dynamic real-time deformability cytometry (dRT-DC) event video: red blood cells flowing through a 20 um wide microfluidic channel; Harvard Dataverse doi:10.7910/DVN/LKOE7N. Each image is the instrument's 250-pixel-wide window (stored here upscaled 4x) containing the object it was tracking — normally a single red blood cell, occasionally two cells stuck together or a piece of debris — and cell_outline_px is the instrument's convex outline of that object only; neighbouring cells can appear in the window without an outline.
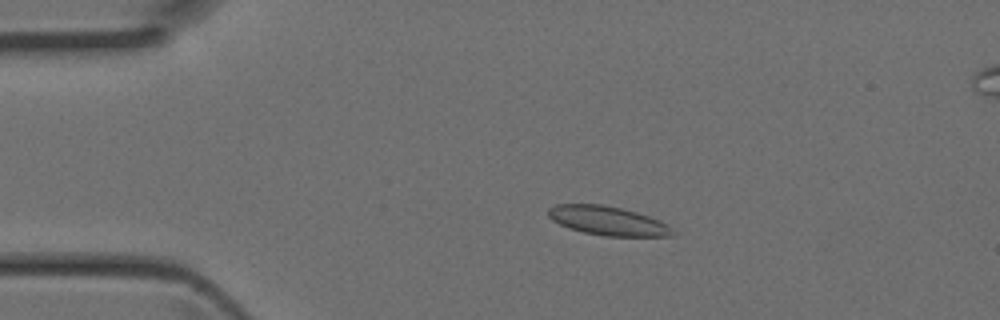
{"species": "Egyptian fruit bat (a non-hibernating species)", "species_latin": "Rousettus aegyptiacus", "temperature_condition": "room temperature", "stored_images_in_passage": 16, "camera_frame_rate_fps": 3000, "um_per_image_px": 0.085, "animal": {"sex": "female"}, "frame": {"image": 1, "passage_image": 9, "time_ms": 2.667, "image_size_px": [1000, 320], "cell_outline_px": [[676, 236], [604, 236], [584, 232], [568, 228], [552, 220], [548, 216], [548, 208], [556, 204], [604, 204], [636, 212], [660, 220], [668, 224], [676, 232]], "centroid_in_image_um": [51.69, 18.77], "position_along_channel_um": 33.3, "area_um2": 21.15}}
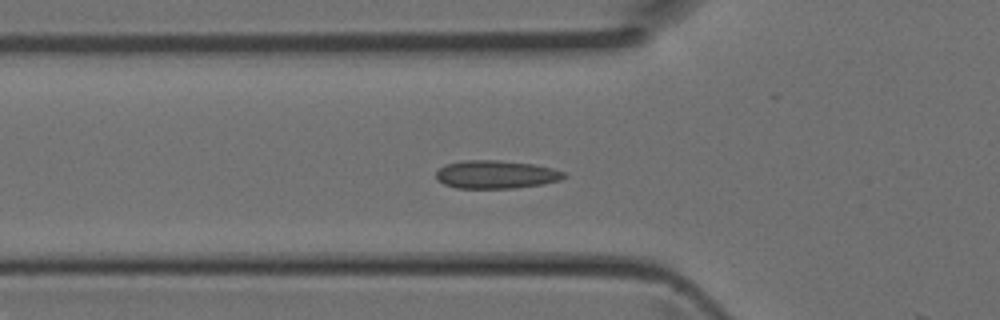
{"frame": {"image": 2, "passage_image": 15, "time_ms": 4.667, "image_size_px": [1000, 320], "cell_outline_px": [[568, 176], [560, 180], [544, 184], [512, 188], [456, 188], [444, 184], [436, 180], [436, 172], [444, 164], [464, 160], [496, 160], [532, 164], [552, 168], [564, 172]], "centroid_in_image_um": [42.14, 14.83], "position_along_channel_um": 83.7, "area_um2": 21.04}}